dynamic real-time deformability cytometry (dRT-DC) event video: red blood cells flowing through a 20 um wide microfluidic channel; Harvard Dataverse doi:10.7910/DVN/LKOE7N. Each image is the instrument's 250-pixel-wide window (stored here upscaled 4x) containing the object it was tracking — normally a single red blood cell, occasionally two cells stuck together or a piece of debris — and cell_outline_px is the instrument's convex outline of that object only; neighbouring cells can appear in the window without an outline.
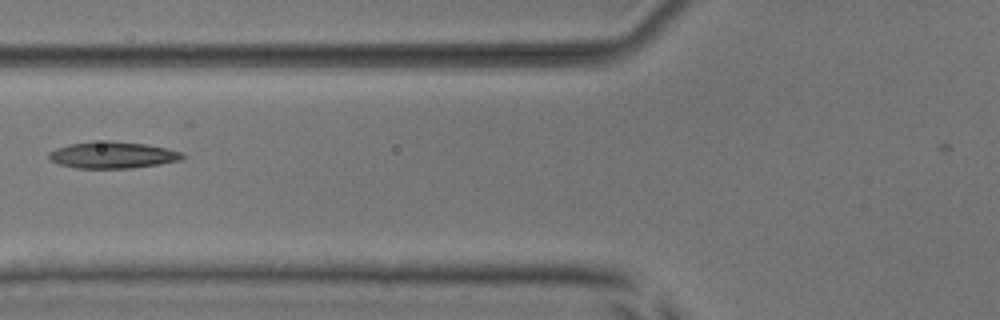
{"species": "common noctule bat (a hibernating species)", "species_latin": "Nyctalus noctula", "temperature_condition": "room temperature", "stored_images_in_passage": 6, "camera_frame_rate_fps": 3000, "um_per_image_px": 0.085, "animal": {"sex": "male", "body_mass_g": 17.9, "forearm_length_mm": 54.2}, "frame": {"image": 1, "passage_image": 6, "time_ms": 6.333, "image_size_px": [1000, 320], "cell_outline_px": [[188, 156], [180, 160], [160, 164], [132, 168], [76, 168], [56, 164], [48, 160], [48, 152], [56, 148], [68, 144], [108, 140], [112, 140], [144, 144], [164, 148], [180, 152]], "centroid_in_image_um": [9.52, 13.18], "position_along_channel_um": 116.3, "area_um2": 20.87}}